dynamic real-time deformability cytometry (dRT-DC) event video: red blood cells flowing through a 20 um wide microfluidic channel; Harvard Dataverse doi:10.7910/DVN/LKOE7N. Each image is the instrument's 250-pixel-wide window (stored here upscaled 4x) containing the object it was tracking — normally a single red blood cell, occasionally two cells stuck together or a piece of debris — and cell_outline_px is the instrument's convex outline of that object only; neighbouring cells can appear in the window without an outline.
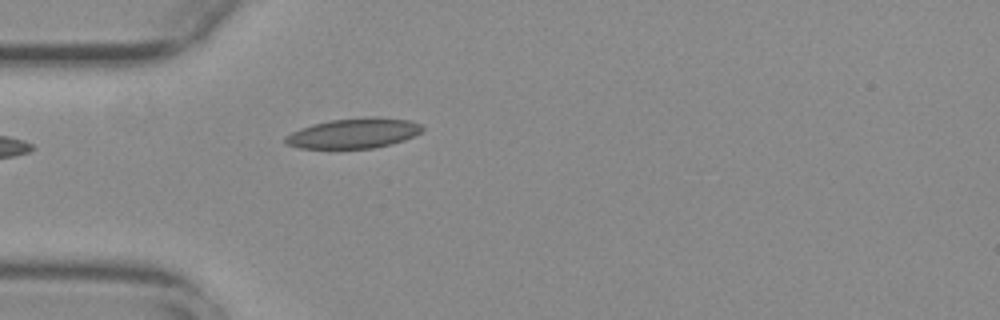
{"species": "common noctule bat (a hibernating species)", "species_latin": "Nyctalus noctula", "temperature_condition": "warm", "stored_images_in_passage": 37, "camera_frame_rate_fps": 3000, "um_per_image_px": 0.085, "animal": {"sex": "female", "body_mass_g": 29.2, "forearm_length_mm": 56.3}, "frame": {"image": 1, "passage_image": 1, "time_ms": 0.0, "image_size_px": [1000, 320], "cell_outline_px": [[424, 128], [420, 132], [404, 140], [392, 144], [372, 148], [300, 148], [284, 144], [284, 136], [300, 128], [312, 124], [332, 120], [372, 116], [376, 116], [408, 120], [420, 124]], "centroid_in_image_um": [30.04, 11.32], "position_along_channel_um": 55.0, "area_um2": 23.99}}
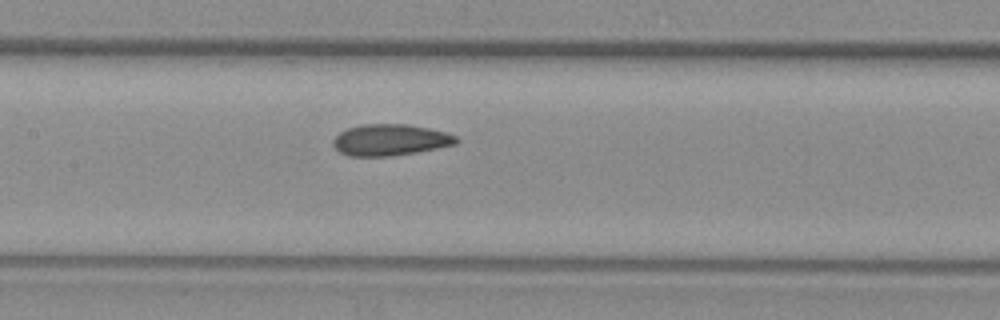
{"frame": {"image": 2, "passage_image": 11, "time_ms": 3.333, "image_size_px": [1000, 320], "cell_outline_px": [[460, 140], [456, 144], [416, 152], [392, 156], [348, 156], [340, 152], [332, 144], [332, 140], [340, 132], [348, 128], [364, 124], [408, 124], [428, 128], [444, 132], [456, 136]], "centroid_in_image_um": [33.15, 11.89], "position_along_channel_um": 174.2, "area_um2": 22.43}}
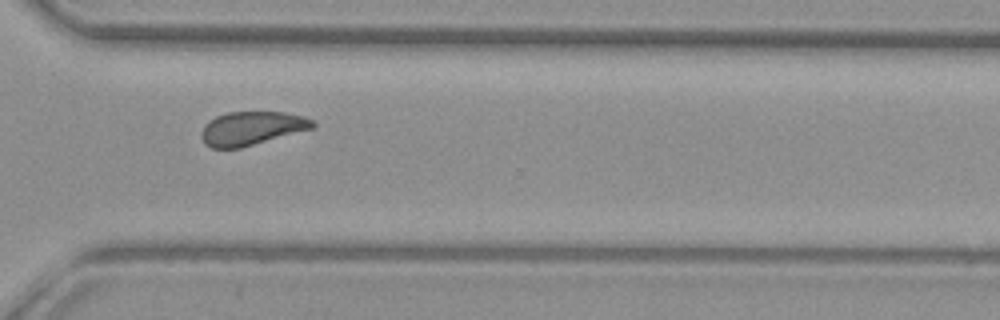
{"frame": {"image": 3, "passage_image": 25, "time_ms": 8.0, "image_size_px": [1000, 320], "cell_outline_px": [[316, 124], [312, 128], [240, 148], [212, 148], [204, 144], [200, 136], [200, 132], [204, 124], [216, 116], [228, 112], [284, 112], [304, 116], [312, 120]], "centroid_in_image_um": [21.34, 10.9], "position_along_channel_um": 349.3, "area_um2": 21.73}, "authors_computed_cell_mechanics": {"area_um2": 22.3686, "velocity_mm_per_s": 3.7498, "shape_relaxation_time_tau1_ms": 6.8871, "shape_relaxation_time_tau2_ms": 1.8566, "deformation_change_tau1": 0.1446, "deformation_change_tau2": 0.0868}}